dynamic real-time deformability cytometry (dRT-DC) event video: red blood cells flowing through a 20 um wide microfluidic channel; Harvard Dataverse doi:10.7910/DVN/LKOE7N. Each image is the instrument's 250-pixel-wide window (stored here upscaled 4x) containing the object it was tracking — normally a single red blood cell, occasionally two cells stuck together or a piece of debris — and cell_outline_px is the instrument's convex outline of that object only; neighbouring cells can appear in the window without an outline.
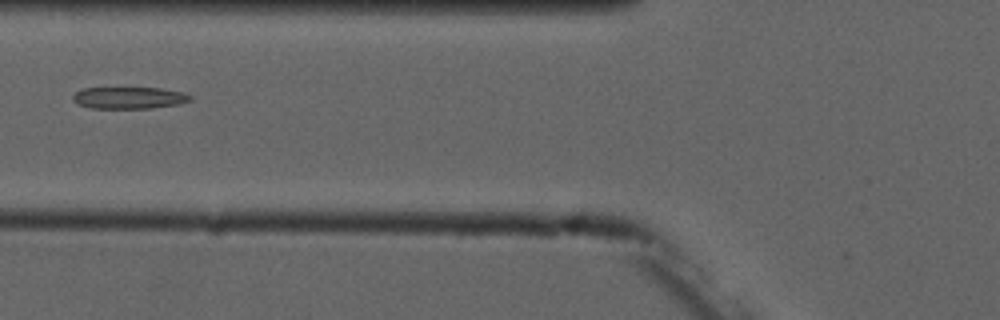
{"species": "common noctule bat (a hibernating species)", "species_latin": "Nyctalus noctula", "temperature_condition": "cold", "stored_images_in_passage": 5, "camera_frame_rate_fps": 3000, "um_per_image_px": 0.085, "animal": {"sex": "male", "forearm_length_mm": 52.5}, "frame": {"image": 1, "passage_image": 5, "time_ms": 5.667, "image_size_px": [1000, 320], "cell_outline_px": [[192, 100], [180, 104], [152, 108], [92, 108], [80, 104], [72, 100], [72, 96], [76, 92], [84, 88], [160, 88], [184, 92], [192, 96]], "centroid_in_image_um": [11.02, 8.31], "position_along_channel_um": 114.8, "area_um2": 14.91}}